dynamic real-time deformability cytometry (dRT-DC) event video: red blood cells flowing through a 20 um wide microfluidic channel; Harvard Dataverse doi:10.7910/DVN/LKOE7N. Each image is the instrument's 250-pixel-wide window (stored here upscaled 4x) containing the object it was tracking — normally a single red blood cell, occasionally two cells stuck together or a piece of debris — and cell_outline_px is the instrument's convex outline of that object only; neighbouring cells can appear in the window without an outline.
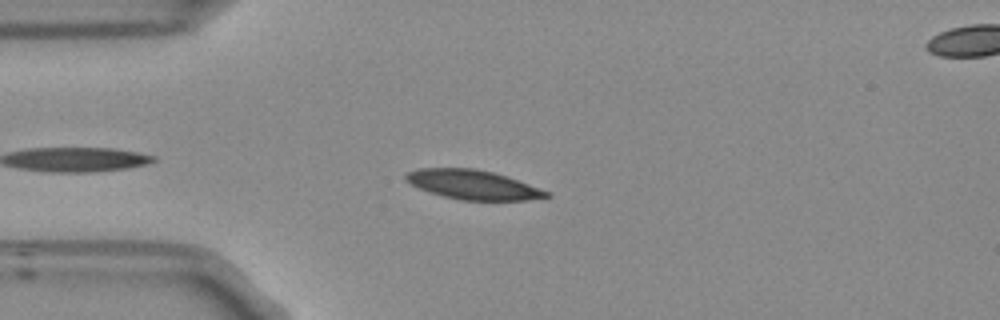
{"species": "Egyptian fruit bat (a non-hibernating species)", "species_latin": "Rousettus aegyptiacus", "temperature_condition": "room temperature", "stored_images_in_passage": 39, "camera_frame_rate_fps": 3000, "um_per_image_px": 0.085, "frame": {"image": 1, "passage_image": 1, "time_ms": 0.0, "image_size_px": [1000, 320], "cell_outline_px": [[552, 196], [524, 200], [460, 200], [444, 196], [420, 188], [412, 184], [404, 176], [408, 172], [420, 168], [472, 168], [492, 172], [528, 184], [548, 192]], "centroid_in_image_um": [40.19, 15.7], "position_along_channel_um": 44.8, "area_um2": 23.35}}
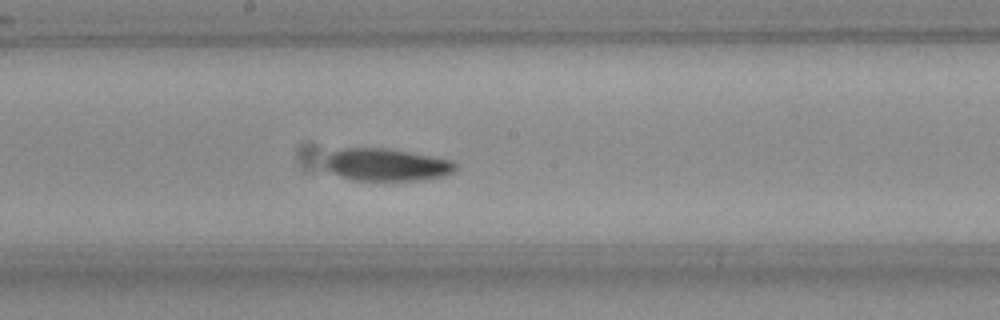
{"frame": {"image": 2, "passage_image": 16, "time_ms": 5.0, "image_size_px": [1000, 320], "cell_outline_px": [[456, 168], [452, 172], [444, 176], [424, 180], [352, 180], [340, 176], [332, 172], [328, 168], [328, 156], [332, 152], [344, 148], [384, 148], [408, 152], [452, 160], [456, 164]], "centroid_in_image_um": [32.91, 14.01], "position_along_channel_um": 215.3, "area_um2": 24.22}}
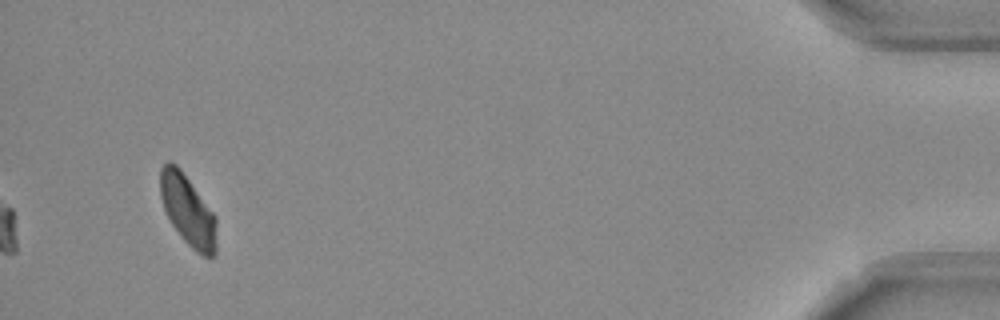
{"frame": {"image": 3, "passage_image": 39, "time_ms": 12.667, "image_size_px": [1000, 320], "cell_outline_px": [[216, 252], [212, 256], [200, 256], [184, 240], [172, 224], [164, 208], [160, 196], [160, 168], [168, 160], [176, 164], [180, 168], [216, 216]], "centroid_in_image_um": [15.96, 17.87], "position_along_channel_um": 419.2, "area_um2": 23.06}, "authors_computed_cell_mechanics": {"area_um2": 24.2182, "velocity_mm_per_s": 3.7115, "shape_relaxation_time_tau1_ms": 6.0334, "shape_relaxation_time_tau2_ms": 4.1659, "deformation_change_tau1": 0.1129, "deformation_change_tau2": 0.0874}}